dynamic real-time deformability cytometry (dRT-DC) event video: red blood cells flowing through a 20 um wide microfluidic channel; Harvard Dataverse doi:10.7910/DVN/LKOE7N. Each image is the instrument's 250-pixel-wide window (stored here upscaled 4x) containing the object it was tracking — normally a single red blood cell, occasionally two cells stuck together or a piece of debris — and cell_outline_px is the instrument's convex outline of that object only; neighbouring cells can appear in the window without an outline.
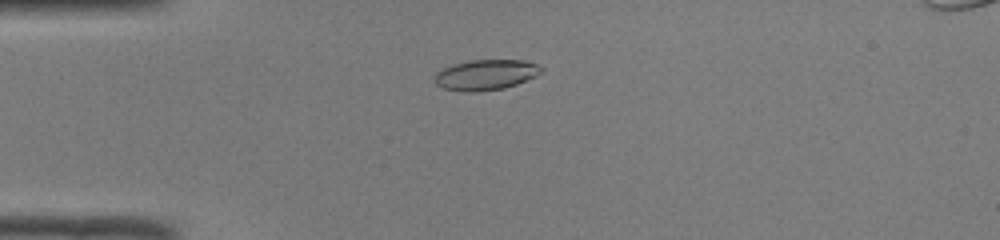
{"species": "common noctule bat (a hibernating species)", "species_latin": "Nyctalus noctula", "temperature_condition": "room temperature", "stored_images_in_passage": 40, "camera_frame_rate_fps": 3000, "um_per_image_px": 0.085, "animal": {"sex": "male", "body_mass_g": 19.0, "forearm_length_mm": 50.8}, "frame": {"image": 1, "passage_image": 3, "time_ms": 0.667, "image_size_px": [1000, 240], "cell_outline_px": [[544, 72], [536, 76], [516, 84], [504, 88], [476, 92], [464, 92], [440, 88], [432, 80], [432, 76], [440, 68], [452, 64], [472, 60], [524, 60], [536, 64], [544, 68]], "centroid_in_image_um": [41.23, 6.36], "position_along_channel_um": 43.8, "area_um2": 19.36}}
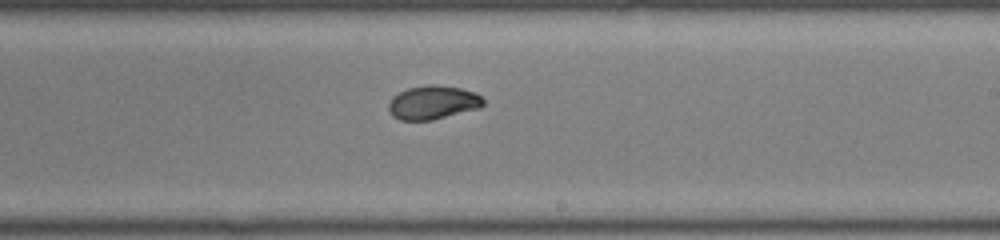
{"frame": {"image": 2, "passage_image": 20, "time_ms": 6.333, "image_size_px": [1000, 240], "cell_outline_px": [[484, 104], [480, 108], [432, 120], [400, 120], [392, 116], [388, 112], [388, 104], [392, 96], [408, 88], [428, 84], [432, 84], [460, 88], [476, 92], [484, 100]], "centroid_in_image_um": [36.78, 8.71], "position_along_channel_um": 252.2, "area_um2": 18.73}}
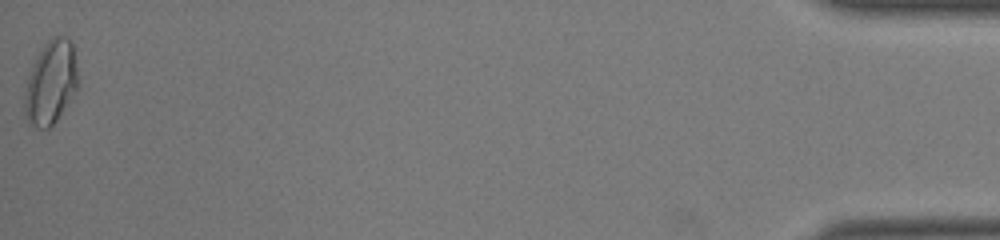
{"frame": {"image": 3, "passage_image": 40, "time_ms": 13.0, "image_size_px": [1000, 240], "cell_outline_px": [[80, 84], [56, 120], [48, 128], [36, 128], [28, 124], [24, 112], [24, 92], [32, 64], [40, 48], [52, 36], [64, 36], [72, 40]], "centroid_in_image_um": [4.32, 6.99], "position_along_channel_um": 430.9, "area_um2": 26.36}, "authors_computed_cell_mechanics": {"area_um2": 19.3341, "velocity_mm_per_s": 4.0898, "shape_relaxation_time_tau1_ms": 3.1616, "shape_relaxation_time_tau2_ms": 1.3459, "deformation_change_tau1": 0.1339, "deformation_change_tau2": 0.0387}}